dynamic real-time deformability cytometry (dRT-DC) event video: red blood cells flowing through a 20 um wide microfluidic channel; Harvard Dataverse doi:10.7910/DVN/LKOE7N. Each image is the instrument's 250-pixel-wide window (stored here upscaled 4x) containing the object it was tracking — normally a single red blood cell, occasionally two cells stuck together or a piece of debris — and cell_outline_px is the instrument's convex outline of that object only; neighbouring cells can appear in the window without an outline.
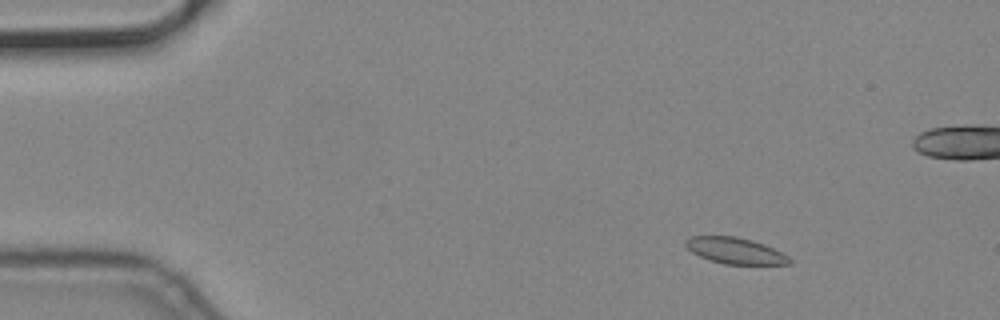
{"species": "common noctule bat (a hibernating species)", "species_latin": "Nyctalus noctula", "temperature_condition": "cold", "stored_images_in_passage": 58, "camera_frame_rate_fps": 3000, "um_per_image_px": 0.085, "animal": {"sex": "male", "body_mass_g": 19.2, "forearm_length_mm": 51.8}, "frame": {"image": 1, "passage_image": 8, "time_ms": 2.333, "image_size_px": [1000, 320], "cell_outline_px": [[792, 264], [724, 264], [700, 256], [692, 252], [684, 244], [684, 240], [688, 236], [736, 236], [752, 240], [764, 244], [788, 256], [792, 260]], "centroid_in_image_um": [62.47, 21.3], "position_along_channel_um": 22.5, "area_um2": 15.78}}
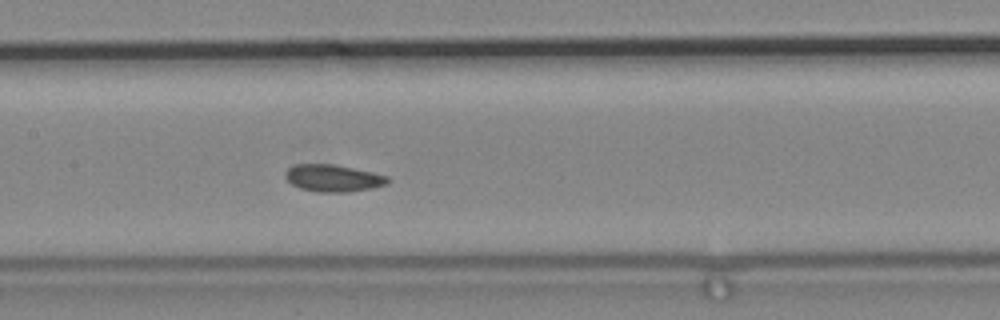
{"frame": {"image": 2, "passage_image": 28, "time_ms": 9.0, "image_size_px": [1000, 320], "cell_outline_px": [[388, 184], [372, 188], [348, 192], [316, 192], [300, 188], [292, 184], [284, 176], [284, 172], [288, 168], [296, 164], [336, 164], [372, 172], [388, 176]], "centroid_in_image_um": [28.31, 15.14], "position_along_channel_um": 179.1, "area_um2": 16.24}}
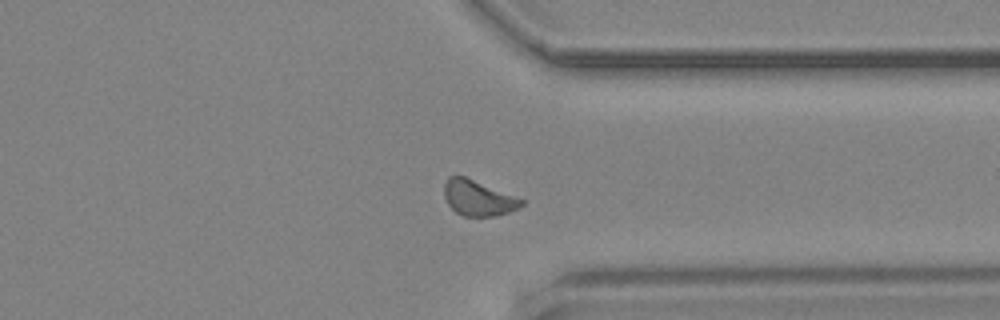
{"frame": {"image": 3, "passage_image": 44, "time_ms": 14.333, "image_size_px": [1000, 320], "cell_outline_px": [[524, 204], [508, 212], [496, 216], [464, 216], [456, 212], [448, 204], [444, 196], [444, 184], [448, 176], [464, 176], [524, 200]], "centroid_in_image_um": [40.61, 16.83], "position_along_channel_um": 370.8, "area_um2": 15.66}}